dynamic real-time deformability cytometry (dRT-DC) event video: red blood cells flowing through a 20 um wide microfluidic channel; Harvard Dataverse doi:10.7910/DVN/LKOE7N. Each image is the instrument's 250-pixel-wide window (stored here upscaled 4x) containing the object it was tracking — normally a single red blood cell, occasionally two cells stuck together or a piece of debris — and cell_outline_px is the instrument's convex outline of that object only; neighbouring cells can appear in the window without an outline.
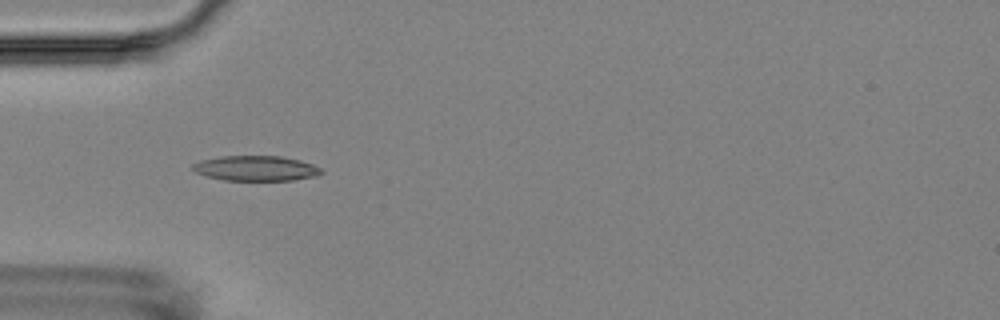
{"species": "Egyptian fruit bat (a non-hibernating species)", "species_latin": "Rousettus aegyptiacus", "temperature_condition": "room temperature", "stored_images_in_passage": 5, "camera_frame_rate_fps": 3000, "um_per_image_px": 0.085, "animal": {"sex": "female"}, "frame": {"image": 1, "passage_image": 4, "time_ms": 3.667, "image_size_px": [1000, 320], "cell_outline_px": [[324, 172], [316, 176], [292, 180], [224, 180], [204, 176], [196, 172], [192, 168], [192, 164], [200, 160], [220, 156], [280, 156], [300, 160], [312, 164], [320, 168]], "centroid_in_image_um": [21.73, 14.3], "position_along_channel_um": 63.3, "area_um2": 18.84}}
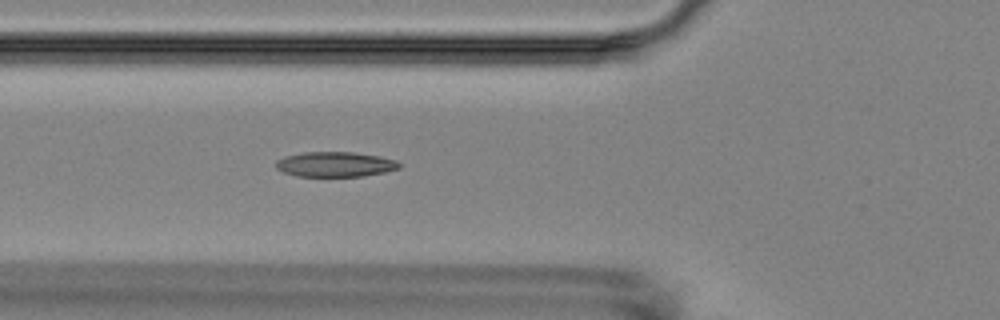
{"frame": {"image": 2, "passage_image": 5, "time_ms": 4.667, "image_size_px": [1000, 320], "cell_outline_px": [[400, 168], [384, 172], [364, 176], [296, 176], [284, 172], [276, 168], [276, 160], [284, 156], [304, 152], [352, 152], [380, 156], [396, 160], [400, 164]], "centroid_in_image_um": [28.48, 13.96], "position_along_channel_um": 97.3, "area_um2": 17.98}}